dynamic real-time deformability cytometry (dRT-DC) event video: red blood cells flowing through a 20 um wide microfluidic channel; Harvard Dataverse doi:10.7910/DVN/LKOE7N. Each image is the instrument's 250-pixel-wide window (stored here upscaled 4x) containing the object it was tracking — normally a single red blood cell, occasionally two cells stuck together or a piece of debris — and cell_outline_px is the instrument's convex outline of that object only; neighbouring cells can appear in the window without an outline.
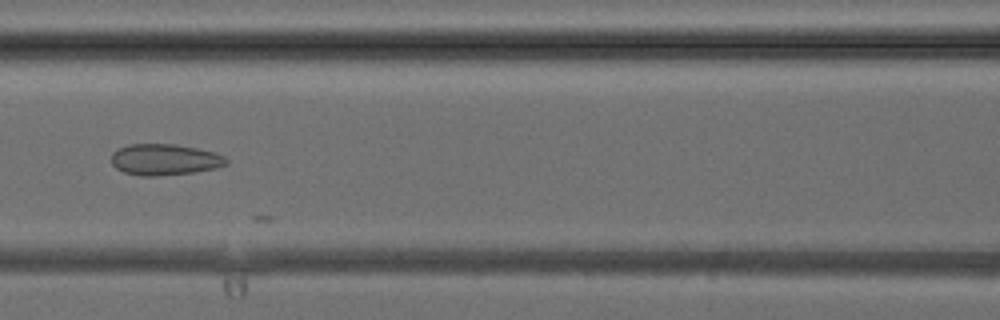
{"species": "common noctule bat (a hibernating species)", "species_latin": "Nyctalus noctula", "temperature_condition": "cold", "stored_images_in_passage": 4, "camera_frame_rate_fps": 3000, "um_per_image_px": 0.085, "animal": {"sex": "female", "body_mass_g": 24.6, "forearm_length_mm": 56.2}, "frame": {"image": 1, "passage_image": 4, "time_ms": 3.333, "image_size_px": [1000, 320], "cell_outline_px": [[228, 164], [216, 168], [196, 172], [156, 176], [140, 176], [124, 172], [116, 168], [112, 164], [112, 152], [128, 144], [172, 144], [196, 148], [216, 152], [224, 156], [228, 160]], "centroid_in_image_um": [14.01, 13.57], "position_along_channel_um": 152.6, "area_um2": 20.98}}